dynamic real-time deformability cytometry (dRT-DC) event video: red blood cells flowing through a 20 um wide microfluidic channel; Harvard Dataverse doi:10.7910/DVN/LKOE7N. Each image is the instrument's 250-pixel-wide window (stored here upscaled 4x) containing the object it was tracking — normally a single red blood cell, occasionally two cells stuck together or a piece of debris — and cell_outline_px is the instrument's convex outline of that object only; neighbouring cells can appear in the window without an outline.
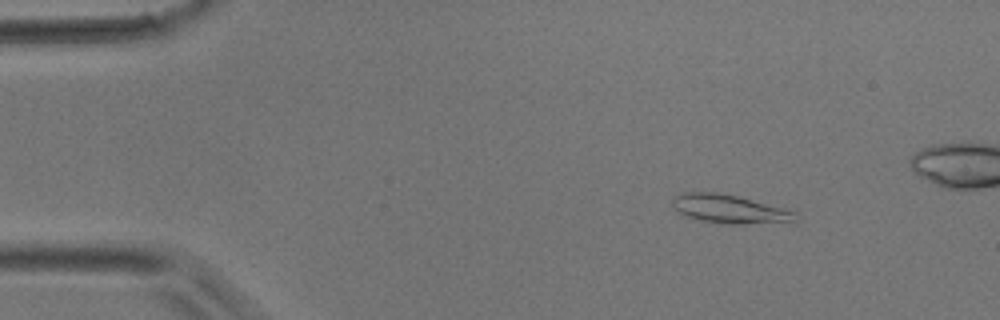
{"species": "common noctule bat (a hibernating species)", "species_latin": "Nyctalus noctula", "temperature_condition": "room temperature", "stored_images_in_passage": 5, "camera_frame_rate_fps": 3000, "um_per_image_px": 0.085, "animal": {"sex": "male", "body_mass_g": 17.9}, "frame": {"image": 1, "passage_image": 2, "time_ms": 0.333, "image_size_px": [1000, 320], "cell_outline_px": [[796, 220], [744, 224], [732, 224], [700, 220], [684, 216], [672, 204], [672, 200], [676, 196], [684, 192], [716, 192], [736, 196], [796, 212]], "centroid_in_image_um": [61.93, 17.76], "position_along_channel_um": 23.1, "area_um2": 19.77}}